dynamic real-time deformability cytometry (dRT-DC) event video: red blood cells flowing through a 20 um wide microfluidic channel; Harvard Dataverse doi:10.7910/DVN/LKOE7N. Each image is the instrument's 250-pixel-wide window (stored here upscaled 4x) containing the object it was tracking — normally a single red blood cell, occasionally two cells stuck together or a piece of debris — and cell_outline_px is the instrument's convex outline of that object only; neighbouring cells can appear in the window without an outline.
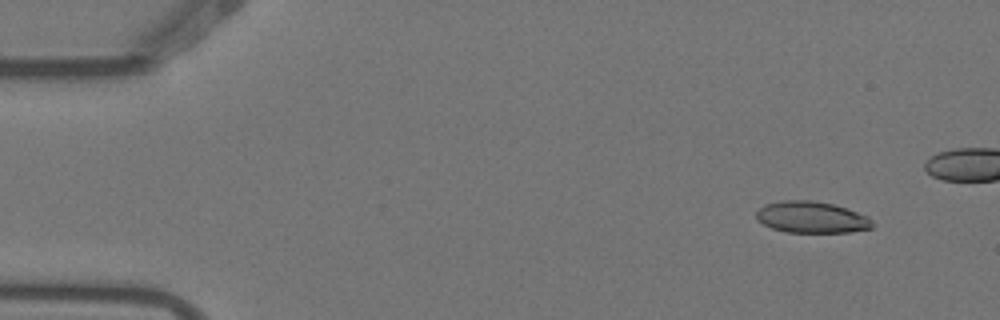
{"species": "Egyptian fruit bat (a non-hibernating species)", "species_latin": "Rousettus aegyptiacus", "temperature_condition": "warm", "stored_images_in_passage": 6, "camera_frame_rate_fps": 3000, "um_per_image_px": 0.085, "animal": {"sex": "female"}, "frame": {"image": 1, "passage_image": 1, "time_ms": 0.0, "image_size_px": [1000, 320], "cell_outline_px": [[876, 224], [872, 228], [848, 232], [784, 232], [772, 228], [756, 220], [756, 212], [764, 204], [780, 200], [812, 200], [832, 204], [868, 216]], "centroid_in_image_um": [68.97, 18.46], "position_along_channel_um": 16.0, "area_um2": 21.39}}
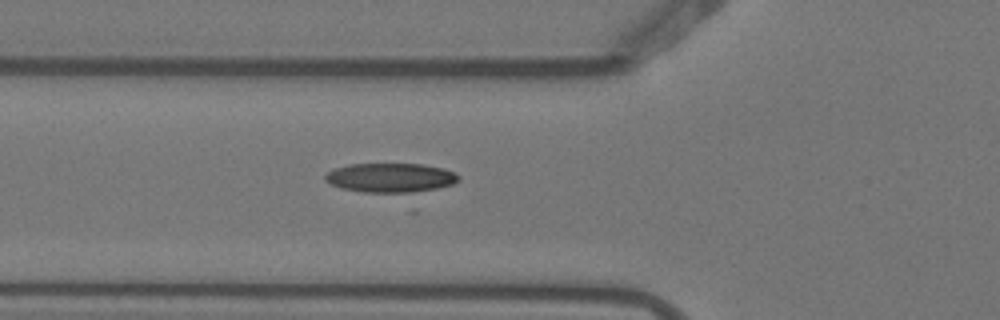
{"frame": {"image": 2, "passage_image": 6, "time_ms": 1.667, "image_size_px": [1000, 320], "cell_outline_px": [[460, 180], [452, 184], [404, 196], [364, 192], [340, 188], [324, 180], [324, 176], [328, 172], [336, 168], [348, 164], [420, 164], [440, 168], [452, 172], [460, 176]], "centroid_in_image_um": [33.19, 15.15], "position_along_channel_um": 92.6, "area_um2": 23.35}}